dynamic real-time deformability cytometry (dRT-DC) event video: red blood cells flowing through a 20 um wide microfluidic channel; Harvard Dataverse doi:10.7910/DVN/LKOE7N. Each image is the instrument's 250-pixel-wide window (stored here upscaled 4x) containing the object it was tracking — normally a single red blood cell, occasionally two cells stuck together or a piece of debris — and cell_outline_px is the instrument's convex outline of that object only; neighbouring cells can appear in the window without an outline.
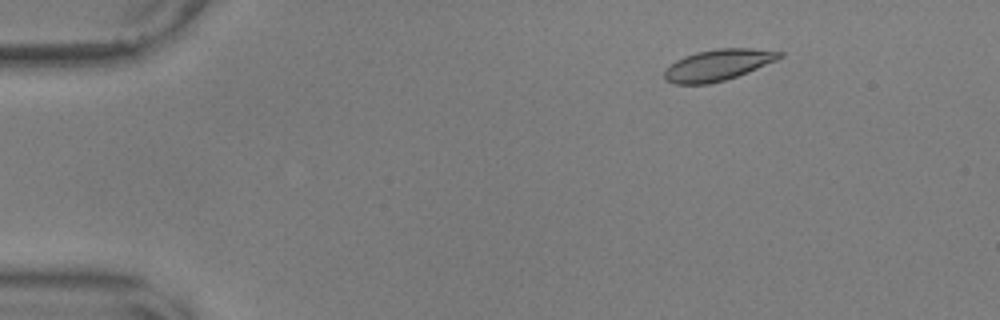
{"species": "common noctule bat (a hibernating species)", "species_latin": "Nyctalus noctula", "temperature_condition": "warm", "stored_images_in_passage": 15, "camera_frame_rate_fps": 3000, "um_per_image_px": 0.085, "animal": {"sex": "male", "body_mass_g": 17.9, "forearm_length_mm": 54.2}, "frame": {"image": 1, "passage_image": 8, "time_ms": 2.333, "image_size_px": [1000, 320], "cell_outline_px": [[784, 56], [776, 60], [748, 72], [724, 80], [708, 84], [676, 84], [664, 80], [664, 72], [676, 60], [684, 56], [696, 52], [716, 48], [752, 48], [784, 52]], "centroid_in_image_um": [61.03, 5.51], "position_along_channel_um": 24.0, "area_um2": 20.87}}